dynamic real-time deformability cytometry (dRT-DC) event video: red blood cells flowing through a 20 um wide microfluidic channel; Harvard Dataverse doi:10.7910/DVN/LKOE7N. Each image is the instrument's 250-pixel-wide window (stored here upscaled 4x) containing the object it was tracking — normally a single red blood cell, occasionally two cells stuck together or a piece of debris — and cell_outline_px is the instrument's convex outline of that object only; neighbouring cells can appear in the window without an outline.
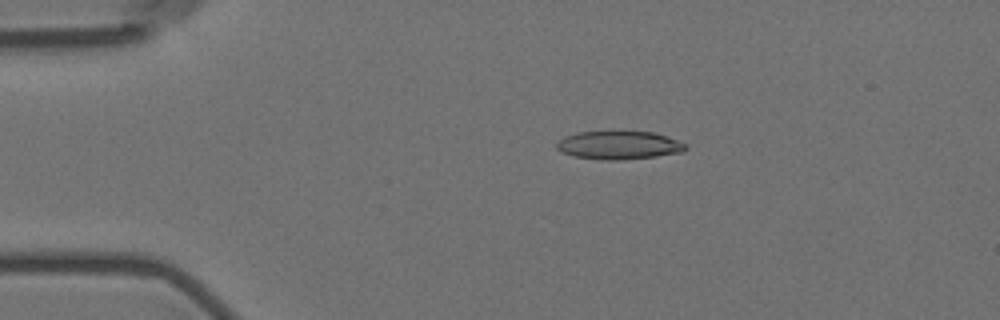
{"species": "Egyptian fruit bat (a non-hibernating species)", "species_latin": "Rousettus aegyptiacus", "temperature_condition": "room temperature", "stored_images_in_passage": 8, "camera_frame_rate_fps": 3000, "um_per_image_px": 0.085, "animal": {"sex": "female"}, "frame": {"image": 1, "passage_image": 3, "time_ms": 2.333, "image_size_px": [1000, 320], "cell_outline_px": [[688, 148], [684, 152], [656, 156], [620, 160], [604, 160], [572, 156], [560, 152], [556, 148], [556, 144], [564, 136], [576, 132], [612, 128], [616, 128], [652, 132], [688, 144]], "centroid_in_image_um": [52.57, 12.29], "position_along_channel_um": 32.4, "area_um2": 22.37}}
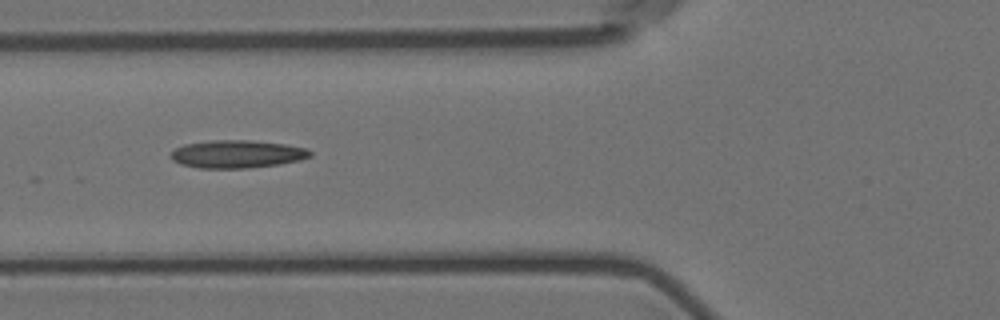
{"frame": {"image": 2, "passage_image": 6, "time_ms": 5.667, "image_size_px": [1000, 320], "cell_outline_px": [[312, 156], [300, 160], [280, 164], [248, 168], [200, 168], [180, 164], [172, 160], [168, 156], [176, 148], [184, 144], [208, 140], [248, 140], [284, 144], [308, 148], [312, 152]], "centroid_in_image_um": [20.14, 13.09], "position_along_channel_um": 105.7, "area_um2": 22.77}}
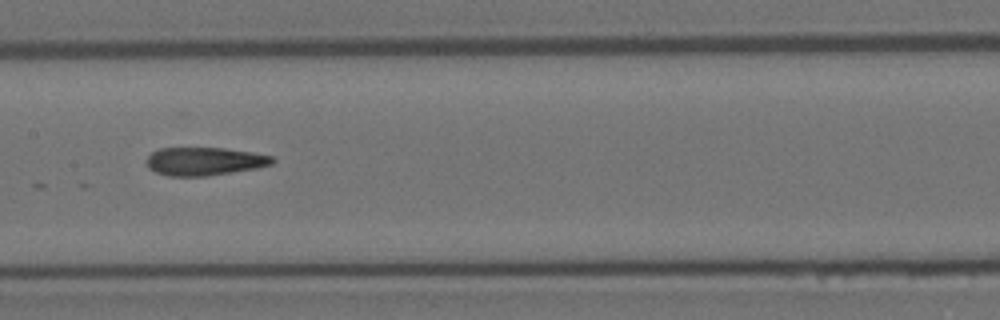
{"frame": {"image": 3, "passage_image": 8, "time_ms": 8.0, "image_size_px": [1000, 320], "cell_outline_px": [[276, 160], [272, 164], [256, 168], [208, 176], [168, 176], [156, 172], [148, 168], [144, 160], [152, 152], [160, 148], [224, 148], [252, 152], [272, 156]], "centroid_in_image_um": [17.35, 13.71], "position_along_channel_um": 190.0, "area_um2": 20.75}}